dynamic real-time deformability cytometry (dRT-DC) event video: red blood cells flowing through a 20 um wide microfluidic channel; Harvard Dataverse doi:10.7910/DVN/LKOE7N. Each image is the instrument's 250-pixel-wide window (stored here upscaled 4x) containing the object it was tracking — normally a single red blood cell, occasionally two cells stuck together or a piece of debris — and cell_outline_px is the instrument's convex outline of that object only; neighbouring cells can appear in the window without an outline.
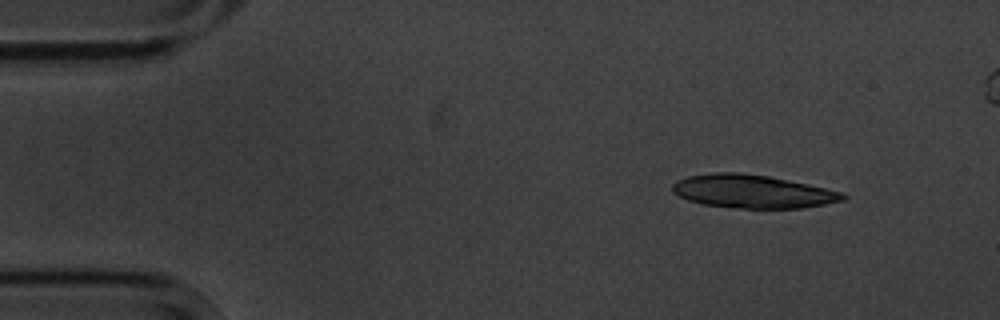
{"species": "common noctule bat (a hibernating species)", "species_latin": "Nyctalus noctula", "temperature_condition": "cold", "stored_images_in_passage": 5, "camera_frame_rate_fps": 3000, "um_per_image_px": 0.085, "animal": {"sex": "male", "body_mass_g": 20.1, "forearm_length_mm": 53.5}, "frame": {"image": 1, "passage_image": 1, "time_ms": 0.0, "image_size_px": [1000, 320], "cell_outline_px": [[848, 196], [844, 200], [824, 204], [800, 208], [740, 208], [704, 204], [688, 200], [672, 192], [672, 184], [676, 180], [688, 176], [712, 172], [740, 172], [768, 176], [788, 180], [824, 188], [840, 192]], "centroid_in_image_um": [63.91, 16.26], "position_along_channel_um": 21.1, "area_um2": 32.77}}